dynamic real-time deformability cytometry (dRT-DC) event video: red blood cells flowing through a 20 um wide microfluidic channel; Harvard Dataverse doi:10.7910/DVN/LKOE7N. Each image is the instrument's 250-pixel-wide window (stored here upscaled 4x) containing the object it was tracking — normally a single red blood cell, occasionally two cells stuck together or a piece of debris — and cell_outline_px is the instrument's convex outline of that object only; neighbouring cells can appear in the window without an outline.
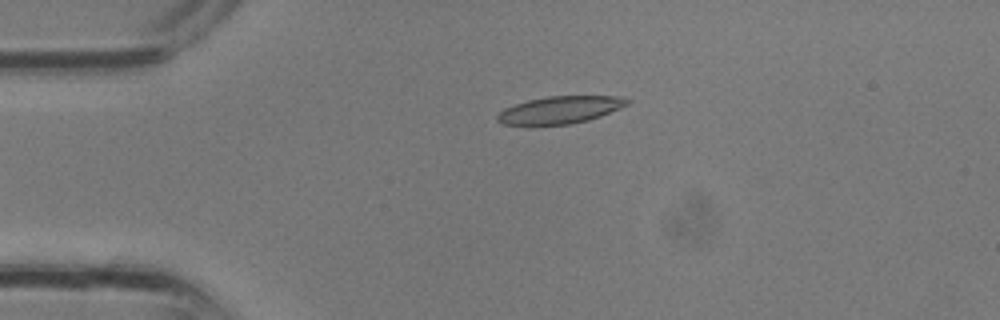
{"species": "common noctule bat (a hibernating species)", "species_latin": "Nyctalus noctula", "temperature_condition": "room temperature", "stored_images_in_passage": 1, "camera_frame_rate_fps": 3000, "um_per_image_px": 0.085, "animal": {"sex": "male", "body_mass_g": 13.3}, "frame": {"image": 1, "passage_image": 1, "time_ms": 0.0, "image_size_px": [1000, 320], "cell_outline_px": [[632, 100], [628, 104], [620, 108], [600, 116], [588, 120], [572, 124], [532, 128], [504, 124], [496, 120], [496, 116], [504, 108], [528, 100], [548, 96], [624, 96]], "centroid_in_image_um": [47.56, 9.38], "position_along_channel_um": 37.4, "area_um2": 21.5}}